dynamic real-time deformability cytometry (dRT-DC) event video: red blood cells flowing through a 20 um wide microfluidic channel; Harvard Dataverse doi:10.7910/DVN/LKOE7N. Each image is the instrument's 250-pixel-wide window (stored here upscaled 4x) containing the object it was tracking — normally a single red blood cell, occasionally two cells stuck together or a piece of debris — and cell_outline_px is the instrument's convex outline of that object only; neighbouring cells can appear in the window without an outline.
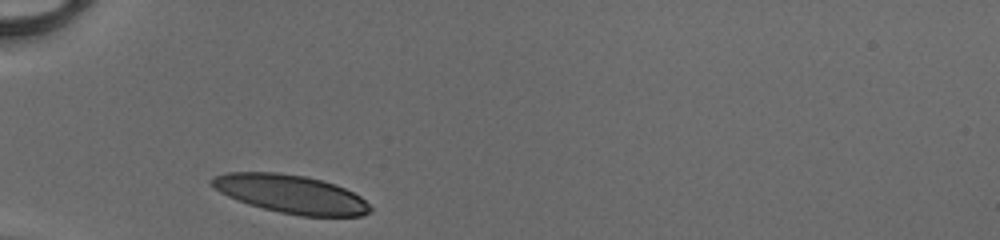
{"species": "human", "species_latin": "Homo sapiens", "temperature_condition": "cold", "stored_images_in_passage": 26, "camera_frame_rate_fps": 3000, "um_per_image_px": 0.085, "donor": {"sex": "male"}, "frame": {"image": 1, "passage_image": 1, "time_ms": 0.0, "image_size_px": [1000, 240], "cell_outline_px": [[372, 212], [360, 216], [300, 216], [280, 212], [248, 204], [236, 200], [220, 192], [208, 180], [212, 176], [228, 172], [276, 172], [304, 176], [336, 184], [360, 196], [372, 208]], "centroid_in_image_um": [24.71, 16.49], "position_along_channel_um": 60.3, "area_um2": 35.32}}
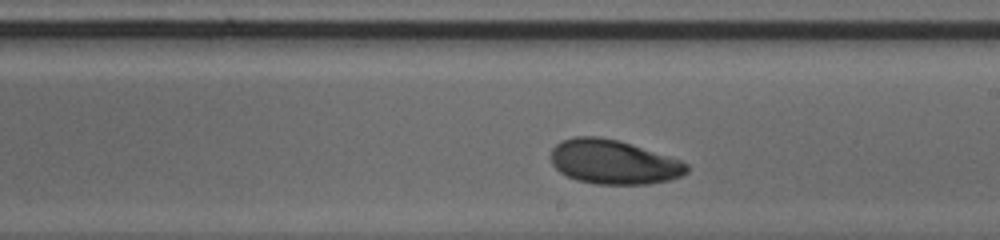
{"frame": {"image": 2, "passage_image": 15, "time_ms": 4.667, "image_size_px": [1000, 240], "cell_outline_px": [[688, 172], [680, 176], [668, 180], [648, 184], [596, 184], [576, 180], [560, 172], [552, 164], [552, 148], [560, 140], [576, 136], [600, 136], [620, 140], [680, 160], [688, 164]], "centroid_in_image_um": [52.13, 13.76], "position_along_channel_um": 236.9, "area_um2": 35.08}}
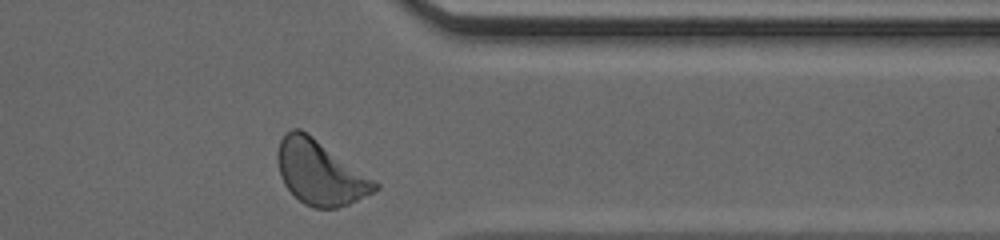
{"frame": {"image": 3, "passage_image": 26, "time_ms": 8.333, "image_size_px": [1000, 240], "cell_outline_px": [[380, 188], [348, 204], [336, 208], [312, 208], [304, 204], [284, 184], [280, 176], [276, 160], [276, 152], [280, 140], [284, 132], [292, 128], [300, 128], [312, 136], [380, 184]], "centroid_in_image_um": [27.15, 14.66], "position_along_channel_um": 384.2, "area_um2": 36.13}, "authors_computed_cell_mechanics": {"area_um2": 35.3158, "velocity_mm_per_s": 4.0896, "shape_relaxation_time_tau1_ms": 3.0419, "shape_relaxation_time_tau2_ms": null, "deformation_change_tau1": 0.1525, "deformation_change_tau2": null}}